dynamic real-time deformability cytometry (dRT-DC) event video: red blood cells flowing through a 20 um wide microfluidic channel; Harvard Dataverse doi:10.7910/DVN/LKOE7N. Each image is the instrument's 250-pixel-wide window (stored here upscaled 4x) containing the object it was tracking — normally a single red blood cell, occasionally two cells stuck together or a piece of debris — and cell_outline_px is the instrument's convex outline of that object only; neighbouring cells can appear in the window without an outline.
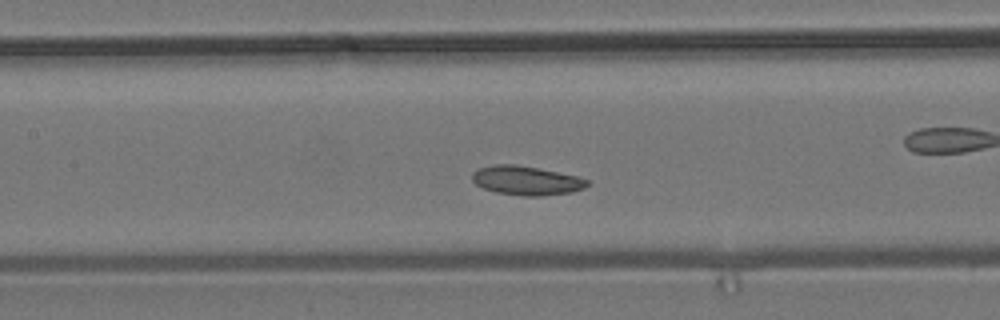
{"species": "common noctule bat (a hibernating species)", "species_latin": "Nyctalus noctula", "temperature_condition": "room temperature", "stored_images_in_passage": 38, "camera_frame_rate_fps": 3000, "um_per_image_px": 0.085, "animal": {"sex": "male", "body_mass_g": 19.2, "forearm_length_mm": 51.8}, "frame": {"image": 1, "passage_image": 6, "time_ms": 1.667, "image_size_px": [1000, 320], "cell_outline_px": [[588, 184], [584, 188], [572, 192], [540, 196], [524, 196], [496, 192], [484, 188], [476, 184], [472, 180], [472, 172], [476, 168], [492, 164], [516, 164], [580, 176], [588, 180]], "centroid_in_image_um": [44.72, 15.33], "position_along_channel_um": 162.7, "area_um2": 19.65}, "authors_computed_cell_mechanics": {"area_um2": 19.2474, "velocity_mm_per_s": 3.5978, "shape_relaxation_time_tau1_ms": null, "shape_relaxation_time_tau2_ms": 4.566, "deformation_change_tau1": null, "deformation_change_tau2": 0.0929}}